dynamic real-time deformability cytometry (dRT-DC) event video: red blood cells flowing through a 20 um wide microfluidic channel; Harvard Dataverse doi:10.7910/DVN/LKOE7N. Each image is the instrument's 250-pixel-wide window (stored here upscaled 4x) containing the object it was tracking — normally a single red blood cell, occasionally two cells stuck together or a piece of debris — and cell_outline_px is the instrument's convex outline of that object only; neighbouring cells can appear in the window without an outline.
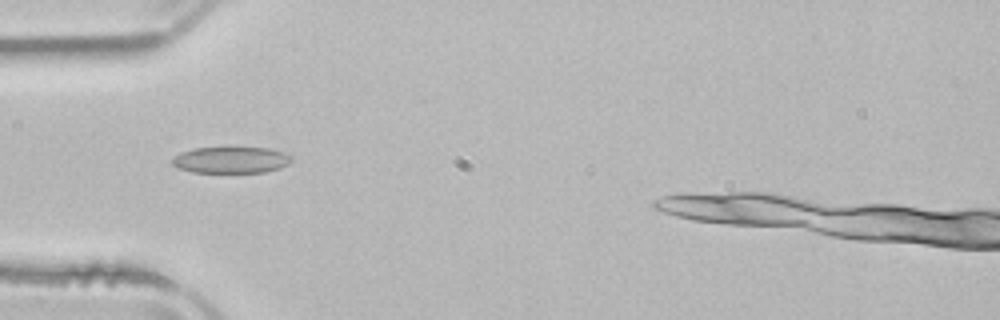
{"species": "common noctule bat (a hibernating species)", "species_latin": "Nyctalus noctula", "temperature_condition": "room temperature", "stored_images_in_passage": 5, "camera_frame_rate_fps": 3000, "um_per_image_px": 0.085, "animal": {"sex": "male", "body_mass_g": 21.5, "forearm_length_mm": 52.0}, "frame": {"image": 1, "passage_image": 4, "time_ms": 4.333, "image_size_px": [1000, 320], "cell_outline_px": [[292, 160], [288, 164], [280, 168], [264, 172], [192, 172], [176, 168], [172, 164], [172, 160], [180, 152], [192, 148], [268, 148], [284, 152], [292, 156]], "centroid_in_image_um": [19.63, 13.6], "position_along_channel_um": 65.4, "area_um2": 18.32}}